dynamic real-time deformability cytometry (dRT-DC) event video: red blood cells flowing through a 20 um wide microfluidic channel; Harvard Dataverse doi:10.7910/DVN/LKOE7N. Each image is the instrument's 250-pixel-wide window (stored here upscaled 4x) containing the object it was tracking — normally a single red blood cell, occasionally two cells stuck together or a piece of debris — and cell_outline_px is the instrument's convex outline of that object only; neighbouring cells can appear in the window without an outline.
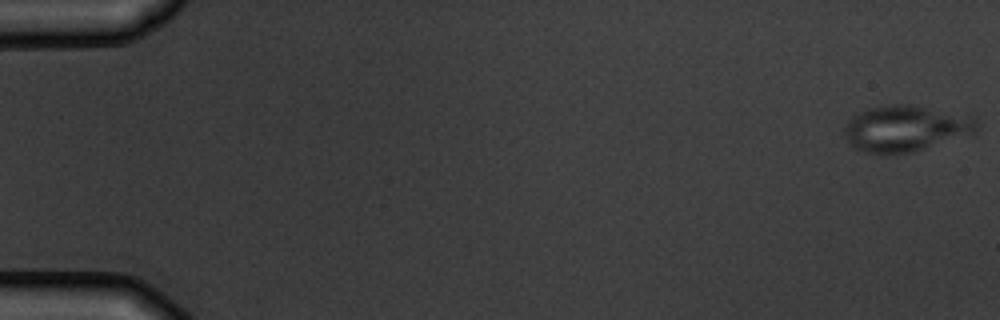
{"species": "common noctule bat (a hibernating species)", "species_latin": "Nyctalus noctula", "temperature_condition": "warm", "stored_images_in_passage": 5, "camera_frame_rate_fps": 3000, "um_per_image_px": 0.085, "animal": {"sex": "male", "body_mass_g": 19.5, "forearm_length_mm": 54.6}, "frame": {"image": 1, "passage_image": 1, "time_ms": 0.0, "image_size_px": [1000, 320], "cell_outline_px": [[976, 132], [912, 152], [868, 152], [856, 148], [848, 140], [844, 132], [844, 128], [848, 120], [852, 116], [868, 108], [884, 104], [912, 104], [968, 112], [976, 116]], "centroid_in_image_um": [77.06, 10.84], "position_along_channel_um": 7.9, "area_um2": 35.72}}